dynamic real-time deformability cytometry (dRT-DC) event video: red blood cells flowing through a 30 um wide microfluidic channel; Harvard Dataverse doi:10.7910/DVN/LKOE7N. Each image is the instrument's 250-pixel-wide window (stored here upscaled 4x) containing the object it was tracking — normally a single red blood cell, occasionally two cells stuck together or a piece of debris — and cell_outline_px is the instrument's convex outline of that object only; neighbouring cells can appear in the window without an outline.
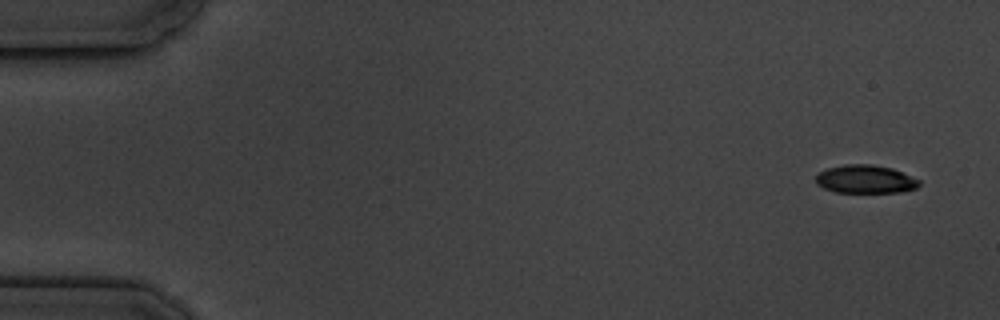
{"species": "common noctule bat (a hibernating species)", "species_latin": "Nyctalus noctula", "temperature_condition": "cold", "stored_images_in_passage": 16, "camera_frame_rate_fps": 3000, "um_per_image_px": 0.085, "animal": {"sex": "male", "body_mass_g": 19.5, "forearm_length_mm": 54.6}, "frame": {"image": 1, "passage_image": 1, "time_ms": 0.0, "image_size_px": [1000, 320], "cell_outline_px": [[920, 184], [916, 188], [900, 192], [836, 192], [824, 188], [816, 184], [816, 176], [820, 172], [828, 168], [844, 164], [872, 164], [892, 168], [920, 180]], "centroid_in_image_um": [73.56, 15.23], "position_along_channel_um": 11.4, "area_um2": 16.94}}
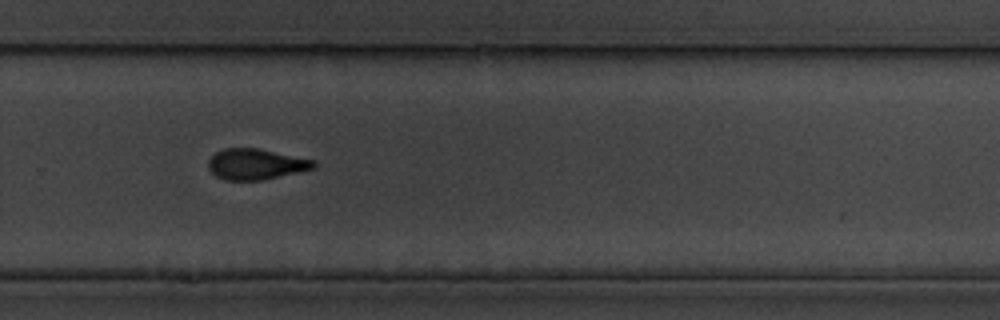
{"frame": {"image": 2, "passage_image": 11, "time_ms": 12.0, "image_size_px": [1000, 320], "cell_outline_px": [[316, 168], [264, 180], [224, 180], [216, 176], [208, 168], [208, 160], [216, 152], [224, 148], [256, 148], [316, 160]], "centroid_in_image_um": [21.76, 13.96], "position_along_channel_um": 308.0, "area_um2": 18.96}}
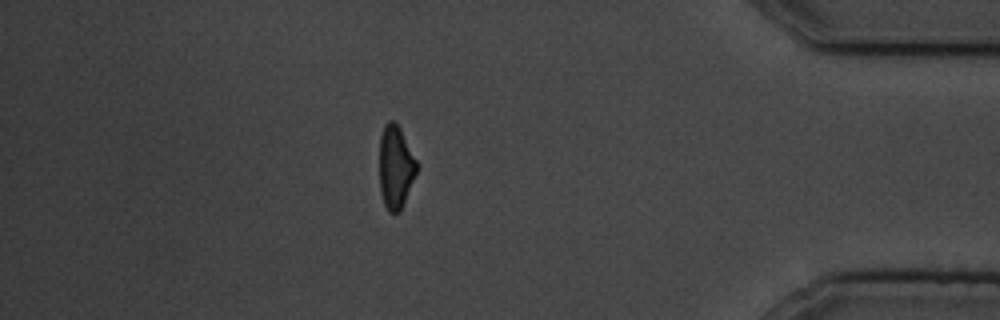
{"frame": {"image": 3, "passage_image": 14, "time_ms": 15.667, "image_size_px": [1000, 320], "cell_outline_px": [[416, 172], [400, 212], [388, 212], [384, 204], [380, 192], [380, 136], [384, 124], [388, 120], [392, 120], [400, 128], [416, 160]], "centroid_in_image_um": [33.6, 14.19], "position_along_channel_um": 401.6, "area_um2": 17.74}, "authors_computed_cell_mechanics": {"area_um2": 18.8717, "velocity_mm_per_s": 3.5466, "shape_relaxation_time_tau1_ms": 2.0181, "shape_relaxation_time_tau2_ms": 4.2681, "deformation_change_tau1": 0.1234, "deformation_change_tau2": 0.1246}}